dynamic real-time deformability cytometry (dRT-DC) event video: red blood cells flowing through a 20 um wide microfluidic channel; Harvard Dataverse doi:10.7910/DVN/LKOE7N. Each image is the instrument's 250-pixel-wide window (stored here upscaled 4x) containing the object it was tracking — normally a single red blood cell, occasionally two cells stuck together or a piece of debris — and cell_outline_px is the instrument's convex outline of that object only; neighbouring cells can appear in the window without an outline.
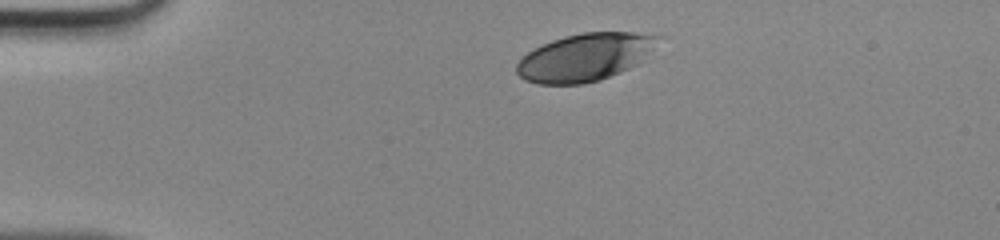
{"species": "human", "species_latin": "Homo sapiens", "temperature_condition": "room temperature", "stored_images_in_passage": 34, "camera_frame_rate_fps": 3000, "um_per_image_px": 0.085, "donor": {"sex": "male"}, "frame": {"image": 1, "passage_image": 1, "time_ms": 0.0, "image_size_px": [1000, 240], "cell_outline_px": [[668, 36], [636, 64], [620, 72], [600, 80], [584, 84], [540, 84], [524, 80], [516, 72], [516, 64], [528, 52], [552, 40], [564, 36], [584, 32], [632, 32]], "centroid_in_image_um": [49.78, 4.85], "position_along_channel_um": 35.2, "area_um2": 39.3}}
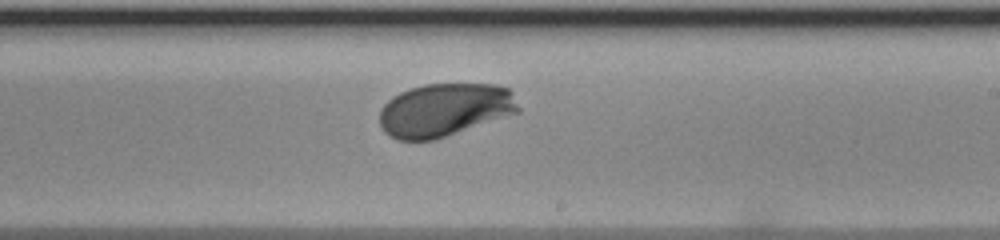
{"frame": {"image": 2, "passage_image": 20, "time_ms": 6.333, "image_size_px": [1000, 240], "cell_outline_px": [[520, 112], [436, 140], [396, 140], [388, 136], [384, 132], [380, 124], [380, 108], [392, 96], [400, 92], [424, 84], [496, 84], [508, 88], [512, 92], [520, 108]], "centroid_in_image_um": [37.79, 9.35], "position_along_channel_um": 251.2, "area_um2": 43.41}}
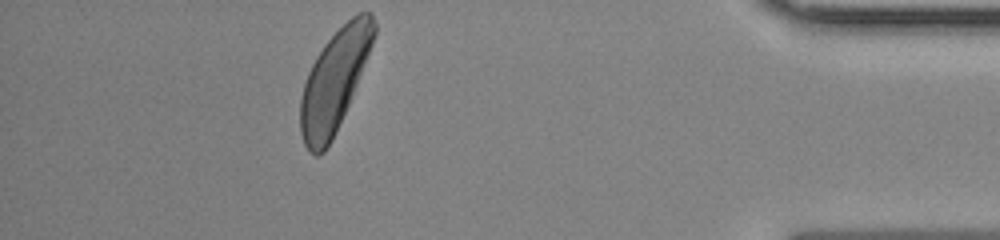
{"frame": {"image": 3, "passage_image": 34, "time_ms": 11.0, "image_size_px": [1000, 240], "cell_outline_px": [[376, 32], [372, 44], [348, 104], [332, 140], [324, 152], [316, 156], [304, 144], [300, 132], [300, 100], [304, 84], [308, 72], [316, 56], [324, 44], [356, 12], [372, 12], [376, 24]], "centroid_in_image_um": [28.41, 6.85], "position_along_channel_um": 406.8, "area_um2": 42.48}}